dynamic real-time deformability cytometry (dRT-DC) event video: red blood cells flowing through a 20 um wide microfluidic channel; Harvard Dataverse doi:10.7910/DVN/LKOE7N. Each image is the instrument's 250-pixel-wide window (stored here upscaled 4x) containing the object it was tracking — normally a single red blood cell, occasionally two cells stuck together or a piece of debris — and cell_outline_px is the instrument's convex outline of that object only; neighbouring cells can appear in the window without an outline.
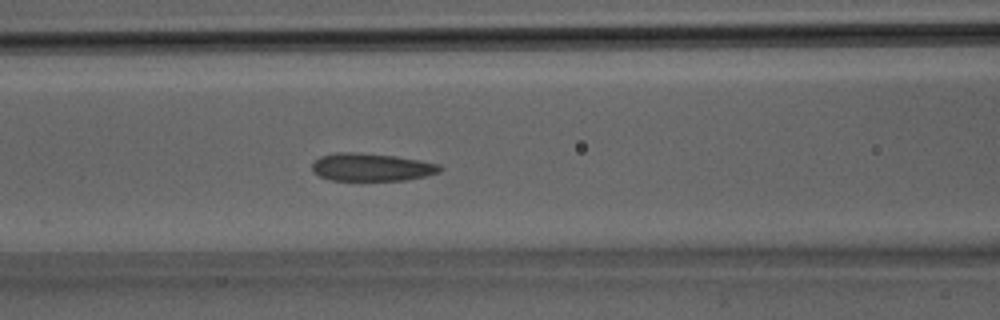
{"species": "Egyptian fruit bat (a non-hibernating species)", "species_latin": "Rousettus aegyptiacus", "temperature_condition": "room temperature", "stored_images_in_passage": 31, "camera_frame_rate_fps": 3000, "um_per_image_px": 0.085, "animal": {"sex": "male"}, "frame": {"image": 1, "passage_image": 12, "time_ms": 3.667, "image_size_px": [1000, 320], "cell_outline_px": [[444, 168], [440, 172], [408, 180], [332, 180], [320, 176], [312, 168], [312, 164], [320, 156], [336, 152], [352, 152], [396, 156], [440, 164]], "centroid_in_image_um": [31.61, 14.21], "position_along_channel_um": 135.0, "area_um2": 20.58}}
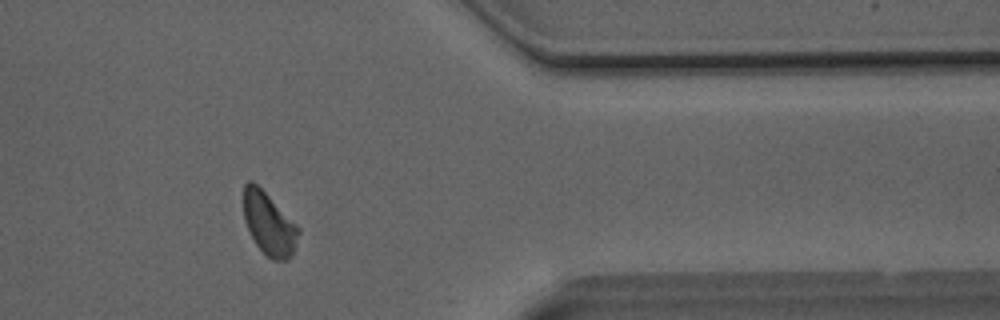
{"frame": {"image": 2, "passage_image": 25, "time_ms": 8.0, "image_size_px": [1000, 320], "cell_outline_px": [[300, 232], [292, 256], [288, 260], [272, 260], [256, 244], [244, 220], [244, 184], [248, 180], [252, 180], [300, 228]], "centroid_in_image_um": [22.87, 19.04], "position_along_channel_um": 388.5, "area_um2": 19.65}}
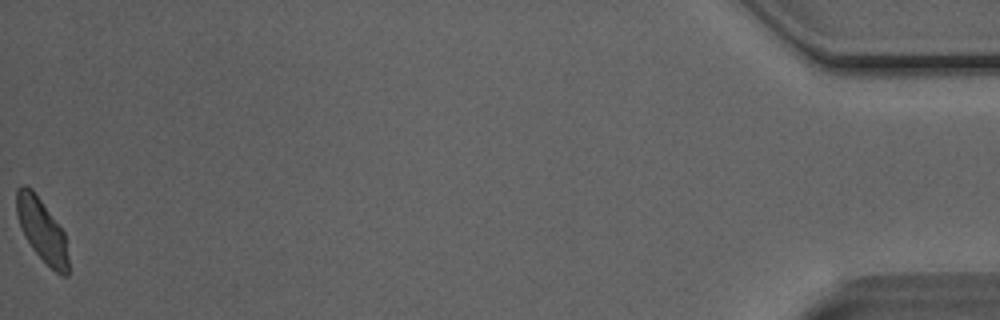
{"frame": {"image": 3, "passage_image": 31, "time_ms": 10.0, "image_size_px": [1000, 320], "cell_outline_px": [[68, 276], [60, 276], [32, 248], [20, 224], [16, 212], [16, 188], [20, 184], [24, 184], [32, 188], [64, 232], [68, 256]], "centroid_in_image_um": [3.56, 19.52], "position_along_channel_um": 431.6, "area_um2": 18.67}}